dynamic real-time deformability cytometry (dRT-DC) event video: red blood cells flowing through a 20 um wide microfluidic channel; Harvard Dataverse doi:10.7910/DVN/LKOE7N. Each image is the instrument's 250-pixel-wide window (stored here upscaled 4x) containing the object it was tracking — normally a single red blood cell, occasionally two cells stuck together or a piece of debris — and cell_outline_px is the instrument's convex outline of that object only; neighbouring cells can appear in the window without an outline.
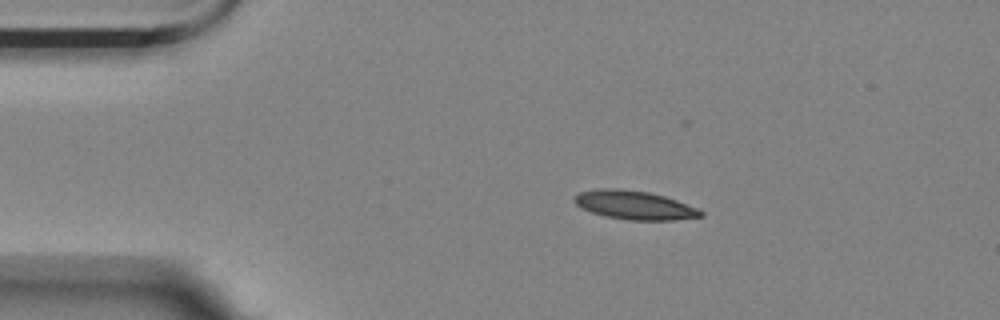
{"species": "Egyptian fruit bat (a non-hibernating species)", "species_latin": "Rousettus aegyptiacus", "temperature_condition": "room temperature", "stored_images_in_passage": 9, "camera_frame_rate_fps": 3000, "um_per_image_px": 0.085, "animal": {"sex": "female"}, "frame": {"image": 1, "passage_image": 1, "time_ms": 0.0, "image_size_px": [1000, 320], "cell_outline_px": [[704, 216], [672, 220], [628, 220], [604, 216], [592, 212], [576, 204], [572, 200], [580, 192], [600, 188], [616, 188], [648, 192], [664, 196], [700, 208], [704, 212]], "centroid_in_image_um": [53.97, 17.44], "position_along_channel_um": 31.0, "area_um2": 21.1}}
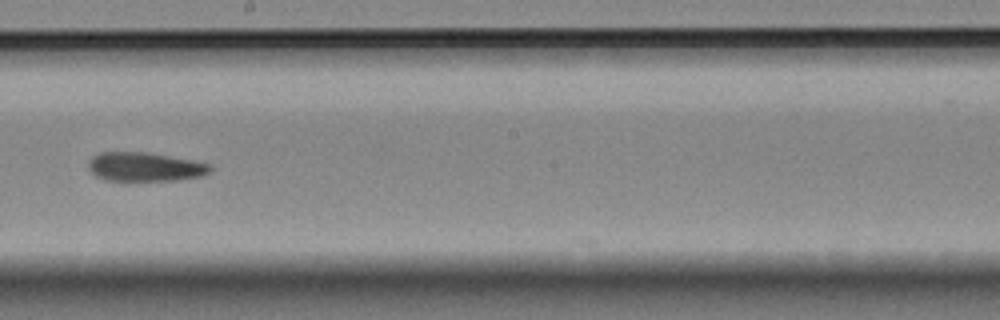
{"frame": {"image": 2, "passage_image": 7, "time_ms": 7.0, "image_size_px": [1000, 320], "cell_outline_px": [[212, 168], [208, 172], [200, 176], [176, 180], [104, 180], [96, 176], [88, 168], [88, 160], [92, 156], [100, 152], [148, 152], [192, 160], [208, 164]], "centroid_in_image_um": [12.26, 14.17], "position_along_channel_um": 235.9, "area_um2": 20.4}}
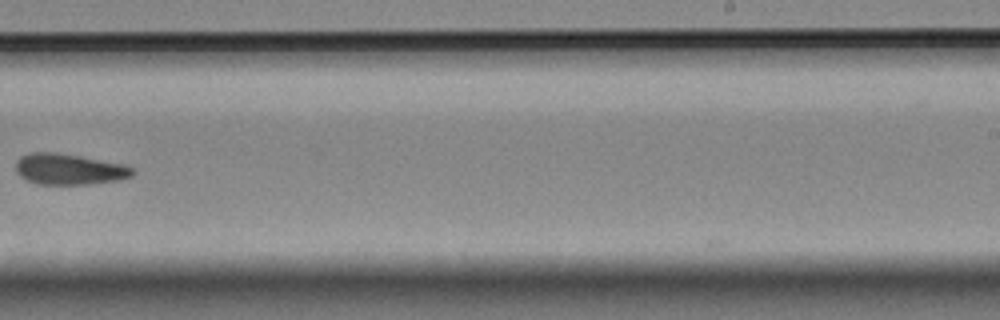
{"frame": {"image": 3, "passage_image": 8, "time_ms": 8.333, "image_size_px": [1000, 320], "cell_outline_px": [[136, 172], [132, 176], [120, 180], [88, 184], [36, 184], [24, 180], [16, 172], [16, 160], [20, 156], [28, 152], [56, 152], [80, 156], [120, 164], [132, 168]], "centroid_in_image_um": [5.81, 14.38], "position_along_channel_um": 283.2, "area_um2": 21.15}}